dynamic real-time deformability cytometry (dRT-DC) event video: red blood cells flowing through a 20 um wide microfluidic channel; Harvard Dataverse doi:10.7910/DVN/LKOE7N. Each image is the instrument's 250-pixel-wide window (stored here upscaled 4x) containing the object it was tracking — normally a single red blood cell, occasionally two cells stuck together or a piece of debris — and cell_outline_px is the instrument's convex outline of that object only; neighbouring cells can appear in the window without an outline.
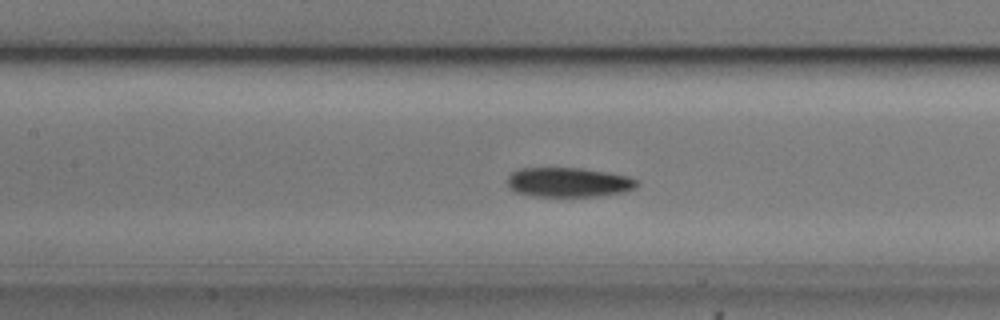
{"species": "common noctule bat (a hibernating species)", "species_latin": "Nyctalus noctula", "temperature_condition": "cold", "stored_images_in_passage": 55, "camera_frame_rate_fps": 3000, "um_per_image_px": 0.085, "animal": {"sex": "male", "body_mass_g": 20.5, "forearm_length_mm": 52.5}, "frame": {"image": 1, "passage_image": 24, "time_ms": 7.667, "image_size_px": [1000, 320], "cell_outline_px": [[640, 184], [636, 188], [624, 192], [596, 196], [532, 196], [516, 192], [508, 188], [508, 176], [512, 172], [520, 168], [580, 168], [608, 172], [628, 176], [636, 180]], "centroid_in_image_um": [48.33, 15.49], "position_along_channel_um": 159.1, "area_um2": 22.37}, "authors_computed_cell_mechanics": {"area_um2": 21.675, "velocity_mm_per_s": 3.6952, "shape_relaxation_time_tau1_ms": 2.6763, "shape_relaxation_time_tau2_ms": 8.0266, "deformation_change_tau1": 0.1235, "deformation_change_tau2": 0.1496}}